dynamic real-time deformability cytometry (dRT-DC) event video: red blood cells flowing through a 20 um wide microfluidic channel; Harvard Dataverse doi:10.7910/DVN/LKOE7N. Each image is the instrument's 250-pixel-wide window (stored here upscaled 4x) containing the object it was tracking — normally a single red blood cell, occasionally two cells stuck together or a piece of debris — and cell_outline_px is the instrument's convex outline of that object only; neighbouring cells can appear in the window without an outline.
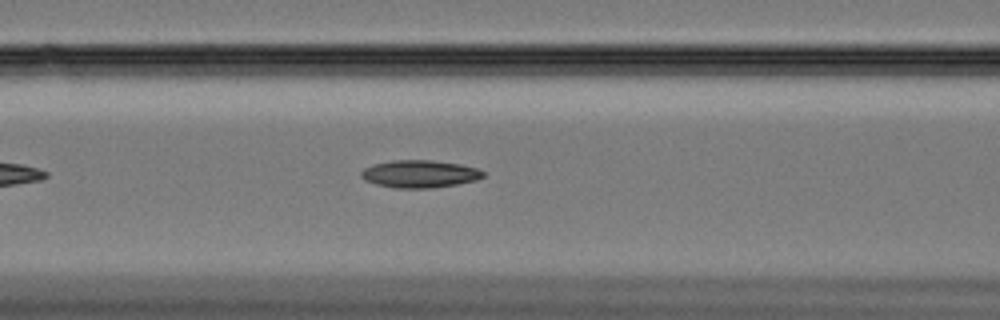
{"species": "Egyptian fruit bat (a non-hibernating species)", "species_latin": "Rousettus aegyptiacus", "temperature_condition": "cold", "stored_images_in_passage": 33, "camera_frame_rate_fps": 3000, "um_per_image_px": 0.085, "animal": {"sex": "female"}, "frame": {"image": 1, "passage_image": 8, "time_ms": 2.333, "image_size_px": [1000, 320], "cell_outline_px": [[484, 176], [476, 180], [456, 184], [432, 188], [396, 188], [376, 184], [364, 180], [360, 176], [360, 172], [364, 168], [376, 164], [392, 160], [432, 160], [460, 164], [476, 168], [484, 172]], "centroid_in_image_um": [35.65, 14.78], "position_along_channel_um": 130.9, "area_um2": 19.48}}
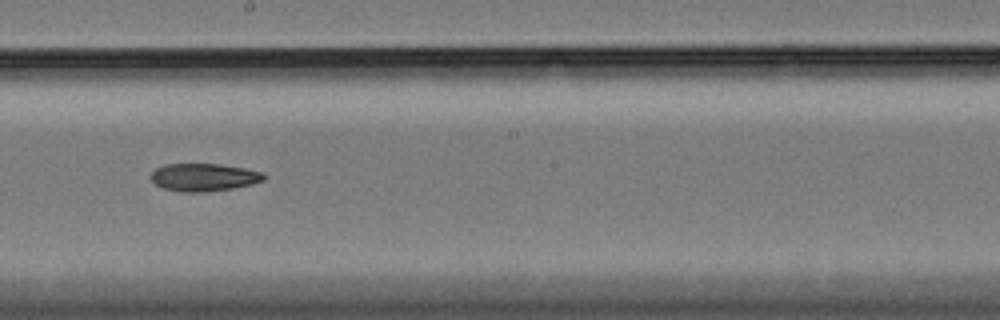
{"frame": {"image": 2, "passage_image": 17, "time_ms": 5.333, "image_size_px": [1000, 320], "cell_outline_px": [[264, 180], [252, 184], [232, 188], [200, 192], [180, 192], [164, 188], [156, 184], [152, 180], [152, 172], [156, 168], [164, 164], [220, 164], [244, 168], [264, 172]], "centroid_in_image_um": [17.33, 15.06], "position_along_channel_um": 230.9, "area_um2": 18.09}}
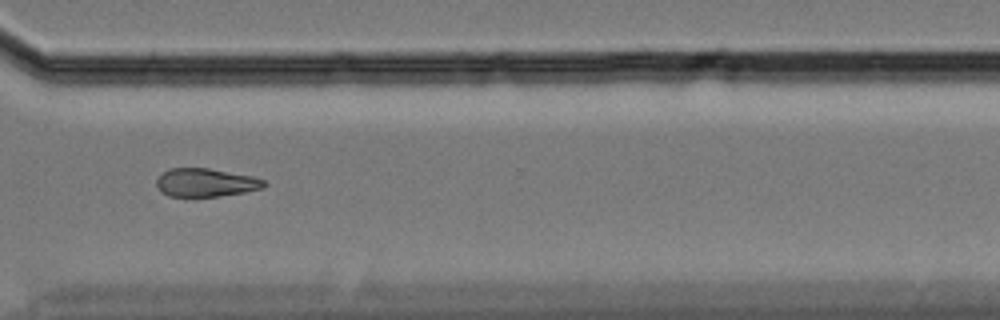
{"frame": {"image": 3, "passage_image": 28, "time_ms": 9.0, "image_size_px": [1000, 320], "cell_outline_px": [[268, 184], [264, 188], [244, 192], [220, 196], [168, 196], [156, 184], [156, 180], [164, 172], [172, 168], [208, 168], [252, 176], [264, 180]], "centroid_in_image_um": [17.54, 15.52], "position_along_channel_um": 353.1, "area_um2": 17.51}}